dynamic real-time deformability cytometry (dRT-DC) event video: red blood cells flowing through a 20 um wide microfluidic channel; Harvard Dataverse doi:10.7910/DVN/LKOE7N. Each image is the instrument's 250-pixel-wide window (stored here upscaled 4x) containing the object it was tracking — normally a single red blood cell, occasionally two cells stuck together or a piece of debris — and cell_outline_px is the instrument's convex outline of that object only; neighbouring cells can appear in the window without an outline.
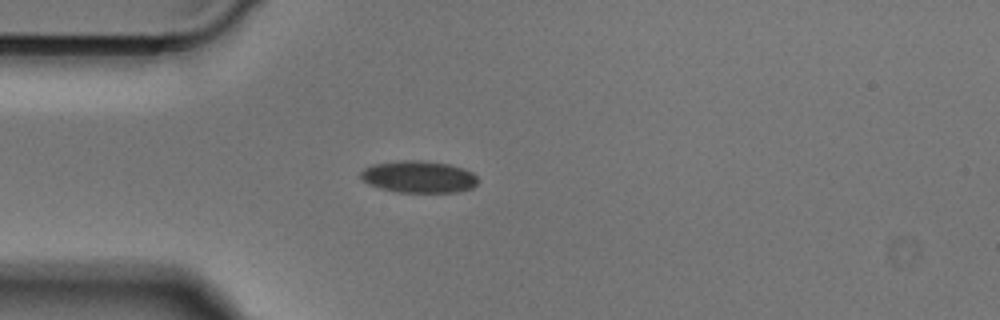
{"species": "Egyptian fruit bat (a non-hibernating species)", "species_latin": "Rousettus aegyptiacus", "temperature_condition": "cold", "stored_images_in_passage": 37, "camera_frame_rate_fps": 3000, "um_per_image_px": 0.085, "animal": {"sex": "male"}, "frame": {"image": 1, "passage_image": 1, "time_ms": 0.0, "image_size_px": [1000, 320], "cell_outline_px": [[476, 184], [472, 188], [456, 192], [396, 192], [380, 188], [368, 184], [360, 176], [360, 172], [364, 168], [372, 164], [400, 160], [424, 160], [448, 164], [464, 168], [472, 172], [476, 176]], "centroid_in_image_um": [35.57, 15.02], "position_along_channel_um": 49.4, "area_um2": 21.91}}
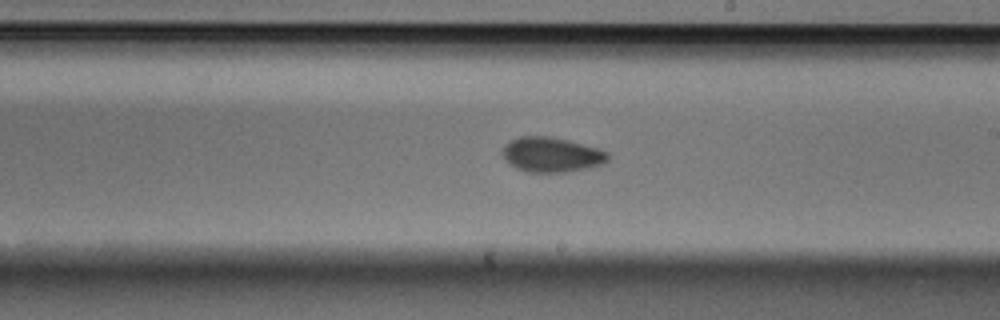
{"frame": {"image": 2, "passage_image": 16, "time_ms": 5.0, "image_size_px": [1000, 320], "cell_outline_px": [[608, 160], [600, 164], [588, 168], [564, 172], [528, 172], [516, 168], [504, 156], [504, 144], [520, 136], [548, 136], [568, 140], [600, 148], [608, 152]], "centroid_in_image_um": [46.92, 13.14], "position_along_channel_um": 242.1, "area_um2": 21.15}}
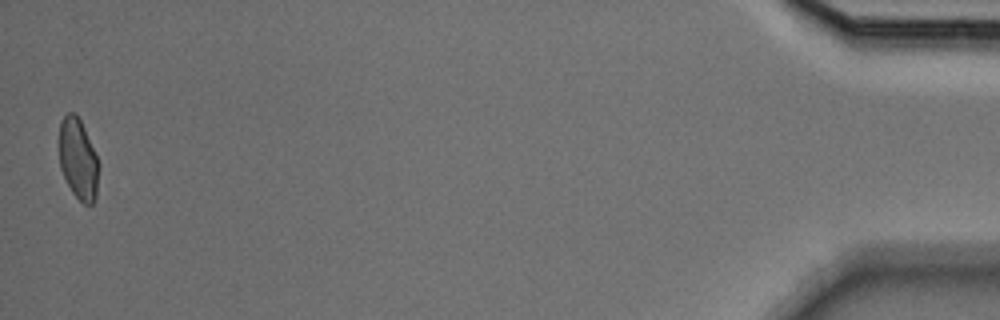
{"frame": {"image": 3, "passage_image": 37, "time_ms": 12.0, "image_size_px": [1000, 320], "cell_outline_px": [[100, 164], [96, 200], [92, 204], [84, 204], [72, 192], [60, 168], [60, 120], [68, 112], [76, 112], [84, 128]], "centroid_in_image_um": [6.67, 13.53], "position_along_channel_um": 428.5, "area_um2": 18.67}}